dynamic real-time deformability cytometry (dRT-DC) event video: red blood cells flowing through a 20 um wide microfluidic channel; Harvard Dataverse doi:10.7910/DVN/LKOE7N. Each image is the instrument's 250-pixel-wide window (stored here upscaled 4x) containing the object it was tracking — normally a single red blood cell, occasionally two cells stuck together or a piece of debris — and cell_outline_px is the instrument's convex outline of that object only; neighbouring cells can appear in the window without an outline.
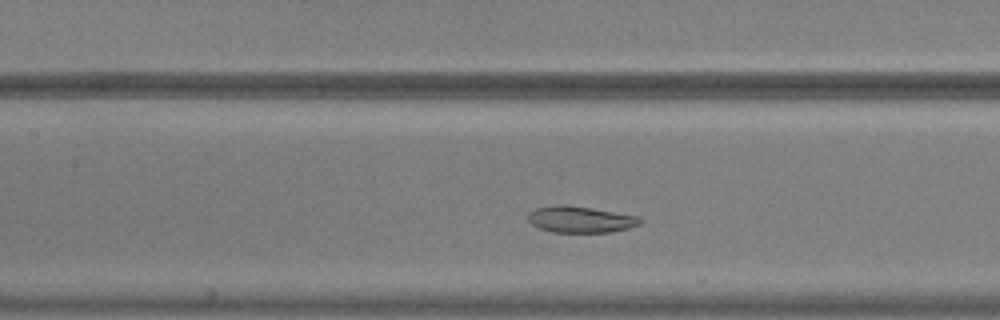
{"species": "common noctule bat (a hibernating species)", "species_latin": "Nyctalus noctula", "temperature_condition": "warm", "stored_images_in_passage": 37, "camera_frame_rate_fps": 3000, "um_per_image_px": 0.085, "animal": {"sex": "male", "body_mass_g": 20.5, "forearm_length_mm": 52.5}, "frame": {"image": 1, "passage_image": 14, "time_ms": 4.333, "image_size_px": [1000, 320], "cell_outline_px": [[644, 220], [640, 224], [628, 228], [608, 232], [552, 232], [540, 228], [532, 224], [528, 220], [528, 212], [536, 208], [564, 204], [592, 208], [640, 216]], "centroid_in_image_um": [49.36, 18.64], "position_along_channel_um": 158.0, "area_um2": 17.22}}
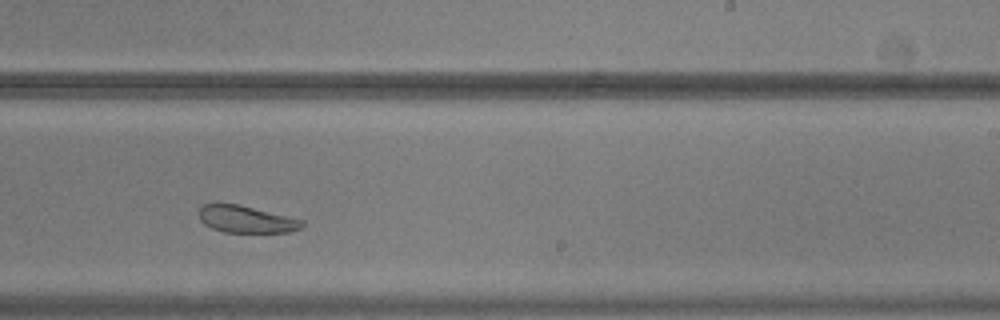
{"frame": {"image": 2, "passage_image": 23, "time_ms": 7.333, "image_size_px": [1000, 320], "cell_outline_px": [[304, 224], [300, 228], [288, 232], [224, 232], [212, 228], [204, 224], [200, 220], [196, 212], [204, 204], [236, 204], [304, 220]], "centroid_in_image_um": [20.88, 18.64], "position_along_channel_um": 268.1, "area_um2": 16.07}}
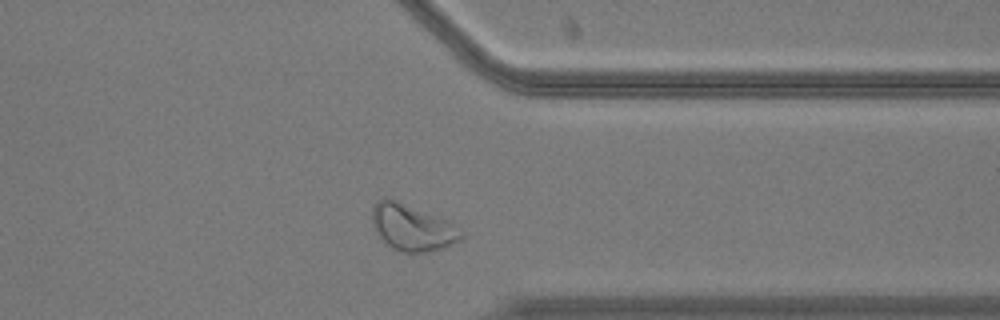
{"frame": {"image": 3, "passage_image": 32, "time_ms": 10.333, "image_size_px": [1000, 320], "cell_outline_px": [[464, 236], [460, 240], [444, 248], [424, 252], [404, 252], [392, 248], [380, 240], [372, 228], [372, 204], [376, 200], [388, 196], [448, 220]], "centroid_in_image_um": [34.95, 19.31], "position_along_channel_um": 376.4, "area_um2": 24.45}, "authors_computed_cell_mechanics": {"area_um2": 18.2648, "velocity_mm_per_s": 3.6789, "shape_relaxation_time_tau1_ms": 3.7937, "shape_relaxation_time_tau2_ms": 5.513, "deformation_change_tau1": 0.1016, "deformation_change_tau2": 0.1293}}